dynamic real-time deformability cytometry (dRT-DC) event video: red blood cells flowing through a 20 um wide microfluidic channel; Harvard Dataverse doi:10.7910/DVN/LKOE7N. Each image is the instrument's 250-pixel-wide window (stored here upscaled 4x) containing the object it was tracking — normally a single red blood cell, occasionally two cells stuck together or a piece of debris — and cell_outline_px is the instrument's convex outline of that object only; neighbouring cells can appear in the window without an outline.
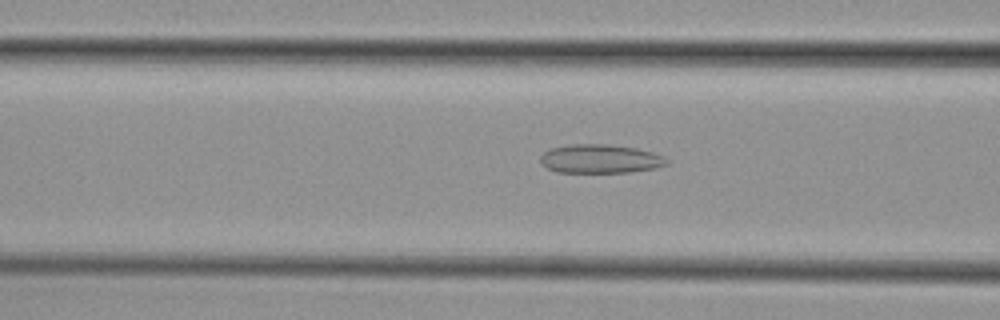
{"species": "common noctule bat (a hibernating species)", "species_latin": "Nyctalus noctula", "temperature_condition": "cold", "stored_images_in_passage": 43, "camera_frame_rate_fps": 3000, "um_per_image_px": 0.085, "animal": {"sex": "female", "body_mass_g": 29.2, "forearm_length_mm": 56.3}, "frame": {"image": 1, "passage_image": 10, "time_ms": 3.0, "image_size_px": [1000, 320], "cell_outline_px": [[668, 164], [656, 168], [628, 172], [556, 172], [540, 164], [540, 156], [544, 152], [552, 148], [568, 144], [608, 144], [636, 148], [652, 152], [664, 156], [668, 160]], "centroid_in_image_um": [51.01, 13.5], "position_along_channel_um": 115.6, "area_um2": 21.27}}
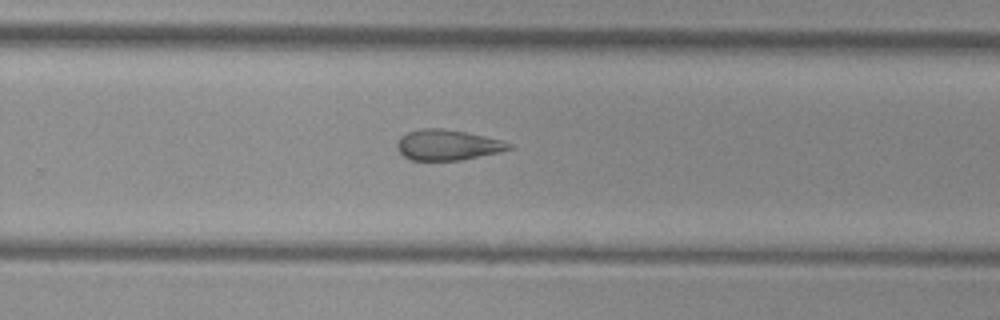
{"frame": {"image": 2, "passage_image": 24, "time_ms": 7.667, "image_size_px": [1000, 320], "cell_outline_px": [[512, 148], [500, 152], [460, 160], [412, 160], [404, 156], [396, 148], [396, 144], [400, 136], [408, 132], [420, 128], [444, 128], [484, 136], [500, 140], [512, 144]], "centroid_in_image_um": [38.01, 12.31], "position_along_channel_um": 291.8, "area_um2": 19.83}}
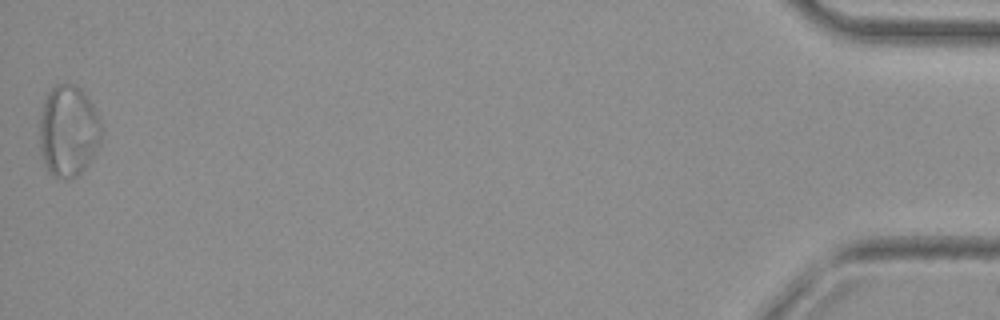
{"frame": {"image": 3, "passage_image": 43, "time_ms": 14.0, "image_size_px": [1000, 320], "cell_outline_px": [[104, 136], [100, 144], [84, 168], [76, 176], [68, 180], [64, 180], [52, 176], [44, 164], [40, 148], [40, 120], [44, 100], [48, 92], [56, 84], [72, 84], [80, 88], [84, 92], [92, 104], [104, 128]], "centroid_in_image_um": [5.83, 11.15], "position_along_channel_um": 429.4, "area_um2": 33.23}, "authors_computed_cell_mechanics": {"area_um2": 21.5594, "velocity_mm_per_s": 3.7744, "shape_relaxation_time_tau1_ms": null, "shape_relaxation_time_tau2_ms": 4.9903, "deformation_change_tau1": null, "deformation_change_tau2": 0.1312}}